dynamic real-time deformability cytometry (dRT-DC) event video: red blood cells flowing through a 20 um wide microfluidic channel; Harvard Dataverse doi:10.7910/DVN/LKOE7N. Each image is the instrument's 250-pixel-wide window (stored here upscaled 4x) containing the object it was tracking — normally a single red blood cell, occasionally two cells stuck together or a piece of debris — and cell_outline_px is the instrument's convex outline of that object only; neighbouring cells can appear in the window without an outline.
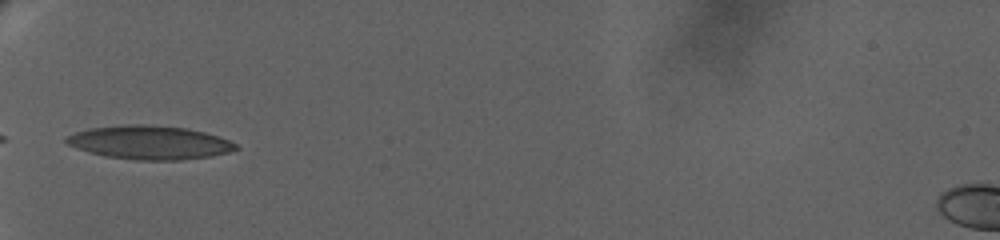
{"species": "human", "species_latin": "Homo sapiens", "temperature_condition": "warm", "stored_images_in_passage": 29, "camera_frame_rate_fps": 3000, "um_per_image_px": 0.085, "donor": {"sex": "female"}, "frame": {"image": 1, "passage_image": 1, "time_ms": 0.0, "image_size_px": [1000, 240], "cell_outline_px": [[240, 148], [228, 152], [212, 156], [180, 160], [136, 160], [104, 156], [88, 152], [76, 148], [68, 144], [64, 140], [64, 136], [88, 128], [128, 124], [148, 124], [188, 128], [220, 136], [236, 144]], "centroid_in_image_um": [12.7, 12.11], "position_along_channel_um": 72.3, "area_um2": 33.52}}
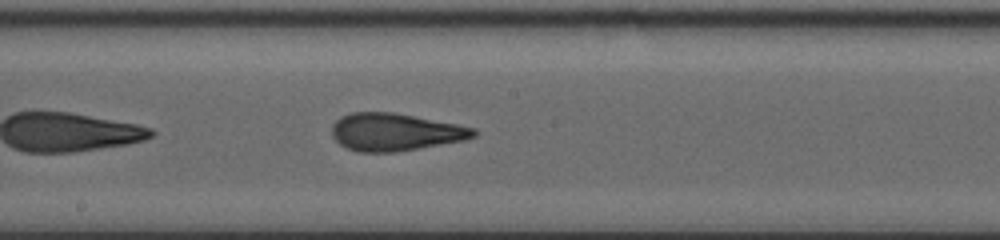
{"frame": {"image": 2, "passage_image": 15, "time_ms": 4.667, "image_size_px": [1000, 240], "cell_outline_px": [[476, 136], [464, 140], [396, 152], [356, 152], [340, 144], [332, 136], [332, 124], [340, 116], [352, 112], [396, 112], [476, 128]], "centroid_in_image_um": [33.56, 11.21], "position_along_channel_um": 214.6, "area_um2": 31.04}}
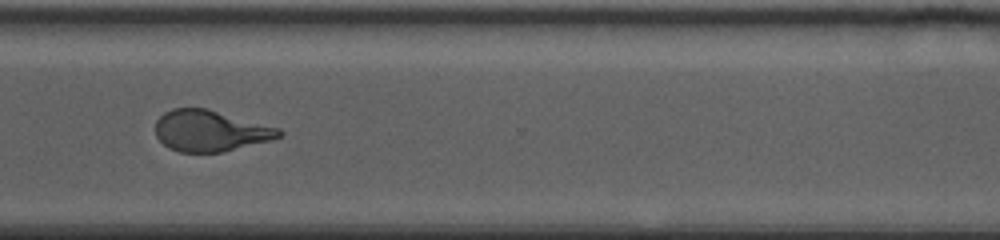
{"frame": {"image": 3, "passage_image": 28, "time_ms": 9.0, "image_size_px": [1000, 240], "cell_outline_px": [[284, 132], [280, 136], [272, 140], [224, 152], [180, 152], [168, 148], [156, 136], [156, 120], [164, 112], [172, 108], [208, 108], [280, 128]], "centroid_in_image_um": [17.89, 11.12], "position_along_channel_um": 352.7, "area_um2": 29.82}}